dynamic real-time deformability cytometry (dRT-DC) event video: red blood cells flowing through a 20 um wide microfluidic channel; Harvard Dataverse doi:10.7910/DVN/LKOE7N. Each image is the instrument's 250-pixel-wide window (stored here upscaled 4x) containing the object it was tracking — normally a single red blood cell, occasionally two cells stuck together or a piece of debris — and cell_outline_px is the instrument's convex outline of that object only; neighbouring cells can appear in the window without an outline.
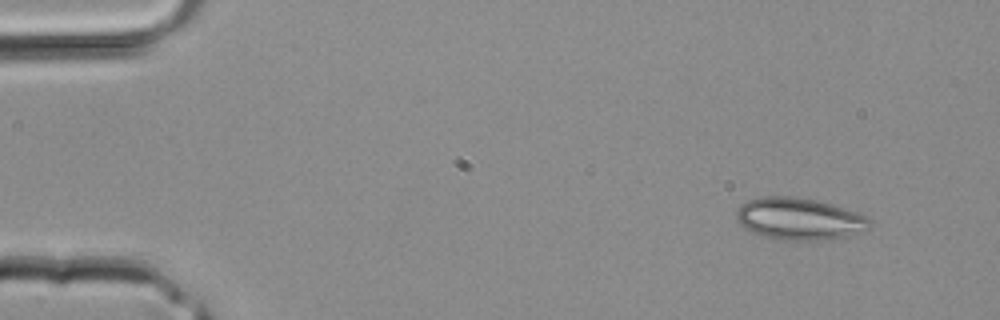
{"species": "common noctule bat (a hibernating species)", "species_latin": "Nyctalus noctula", "temperature_condition": "room temperature", "stored_images_in_passage": 4, "camera_frame_rate_fps": 3000, "um_per_image_px": 0.085, "animal": {"sex": "male", "body_mass_g": 20.4}, "frame": {"image": 1, "passage_image": 1, "time_ms": 0.0, "image_size_px": [1000, 320], "cell_outline_px": [[872, 228], [844, 236], [820, 240], [788, 240], [768, 236], [752, 232], [744, 228], [736, 220], [736, 212], [740, 204], [748, 200], [760, 196], [792, 196], [816, 200], [832, 204], [860, 212], [868, 216], [872, 220]], "centroid_in_image_um": [67.97, 18.57], "position_along_channel_um": 17.0, "area_um2": 32.77}}